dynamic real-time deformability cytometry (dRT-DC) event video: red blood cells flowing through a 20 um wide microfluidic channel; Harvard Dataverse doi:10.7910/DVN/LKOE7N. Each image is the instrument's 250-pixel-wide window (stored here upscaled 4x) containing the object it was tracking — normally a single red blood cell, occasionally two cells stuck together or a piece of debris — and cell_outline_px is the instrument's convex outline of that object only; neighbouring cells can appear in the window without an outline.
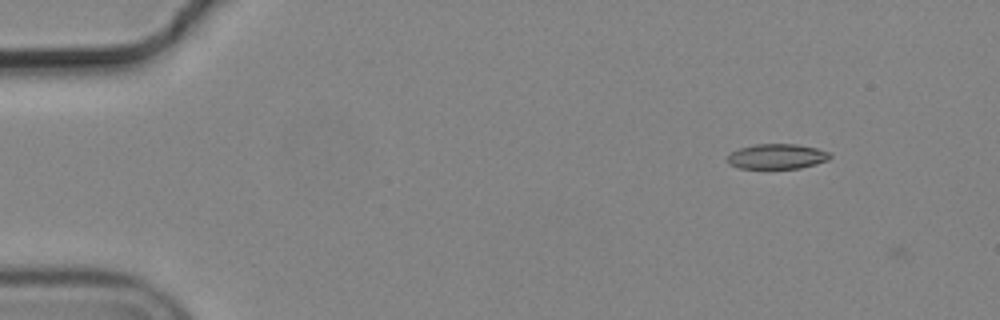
{"species": "common noctule bat (a hibernating species)", "species_latin": "Nyctalus noctula", "temperature_condition": "cold", "stored_images_in_passage": 5, "camera_frame_rate_fps": 3000, "um_per_image_px": 0.085, "animal": {"sex": "male", "body_mass_g": 19.2, "forearm_length_mm": 51.8}, "frame": {"image": 1, "passage_image": 3, "time_ms": 0.667, "image_size_px": [1000, 320], "cell_outline_px": [[832, 156], [828, 160], [816, 164], [800, 168], [740, 168], [728, 164], [728, 156], [732, 152], [740, 148], [756, 144], [796, 144], [816, 148], [828, 152]], "centroid_in_image_um": [66.06, 13.3], "position_along_channel_um": 18.9, "area_um2": 14.85}}